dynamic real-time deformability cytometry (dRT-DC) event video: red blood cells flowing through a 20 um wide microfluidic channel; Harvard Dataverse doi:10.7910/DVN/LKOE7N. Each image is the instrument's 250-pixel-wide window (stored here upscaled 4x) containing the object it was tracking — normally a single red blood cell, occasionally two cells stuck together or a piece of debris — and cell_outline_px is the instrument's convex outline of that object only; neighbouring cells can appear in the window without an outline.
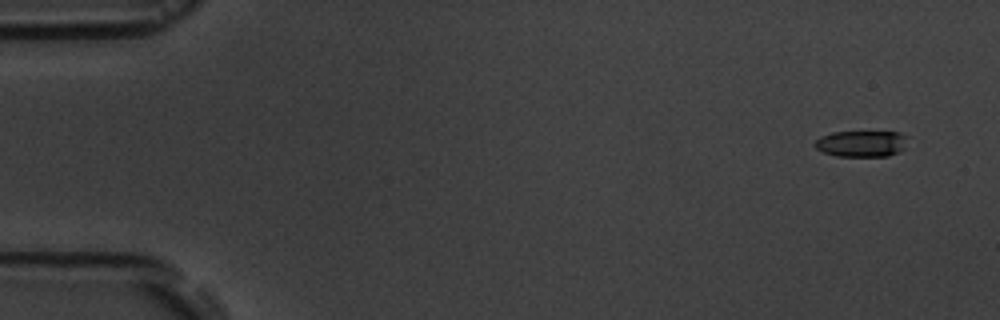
{"species": "common noctule bat (a hibernating species)", "species_latin": "Nyctalus noctula", "temperature_condition": "room temperature", "stored_images_in_passage": 5, "camera_frame_rate_fps": 3000, "um_per_image_px": 0.085, "animal": {"sex": "male", "body_mass_g": 19.5, "forearm_length_mm": 54.6}, "frame": {"image": 1, "passage_image": 1, "time_ms": 0.0, "image_size_px": [1000, 320], "cell_outline_px": [[908, 136], [904, 148], [900, 152], [888, 156], [836, 156], [824, 152], [816, 148], [812, 144], [820, 136], [832, 132], [900, 132]], "centroid_in_image_um": [73.23, 12.21], "position_along_channel_um": 11.8, "area_um2": 14.33}}
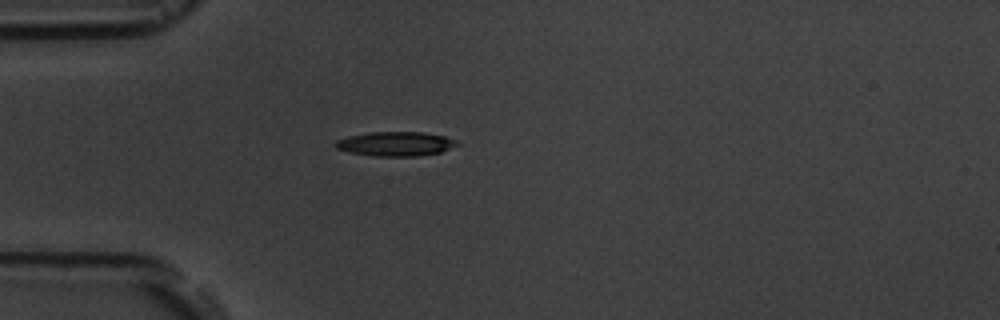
{"frame": {"image": 2, "passage_image": 5, "time_ms": 4.333, "image_size_px": [1000, 320], "cell_outline_px": [[460, 144], [440, 152], [416, 156], [376, 156], [352, 152], [336, 148], [332, 144], [336, 140], [348, 136], [368, 132], [424, 132], [444, 136], [460, 140]], "centroid_in_image_um": [33.65, 12.21], "position_along_channel_um": 51.4, "area_um2": 17.28}}